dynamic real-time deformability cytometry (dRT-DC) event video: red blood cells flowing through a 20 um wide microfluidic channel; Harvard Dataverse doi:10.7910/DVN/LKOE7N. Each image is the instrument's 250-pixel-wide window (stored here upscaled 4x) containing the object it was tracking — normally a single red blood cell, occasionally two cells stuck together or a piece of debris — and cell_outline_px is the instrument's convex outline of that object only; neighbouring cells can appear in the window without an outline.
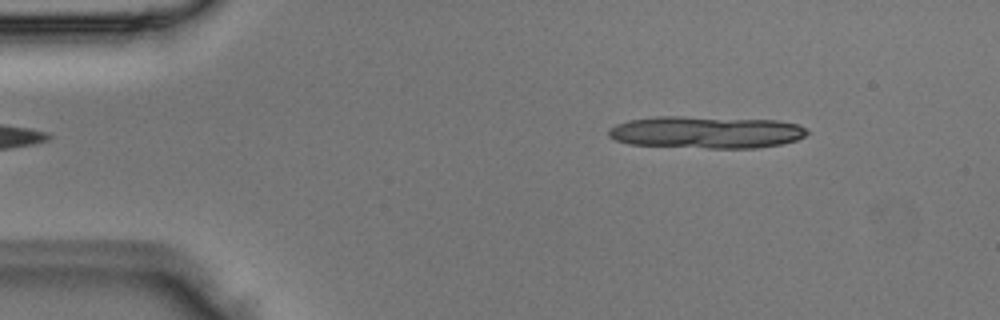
{"species": "Egyptian fruit bat (a non-hibernating species)", "species_latin": "Rousettus aegyptiacus", "temperature_condition": "room temperature", "stored_images_in_passage": 4, "camera_frame_rate_fps": 3000, "um_per_image_px": 0.085, "animal": {"sex": "male"}, "frame": {"image": 1, "passage_image": 4, "time_ms": 1.0, "image_size_px": [1000, 320], "cell_outline_px": [[808, 132], [804, 136], [796, 140], [780, 144], [756, 148], [708, 148], [628, 144], [616, 140], [608, 136], [608, 128], [616, 124], [628, 120], [656, 116], [680, 116], [776, 120], [800, 124], [808, 128]], "centroid_in_image_um": [60.02, 11.23], "position_along_channel_um": 25.0, "area_um2": 37.45}}